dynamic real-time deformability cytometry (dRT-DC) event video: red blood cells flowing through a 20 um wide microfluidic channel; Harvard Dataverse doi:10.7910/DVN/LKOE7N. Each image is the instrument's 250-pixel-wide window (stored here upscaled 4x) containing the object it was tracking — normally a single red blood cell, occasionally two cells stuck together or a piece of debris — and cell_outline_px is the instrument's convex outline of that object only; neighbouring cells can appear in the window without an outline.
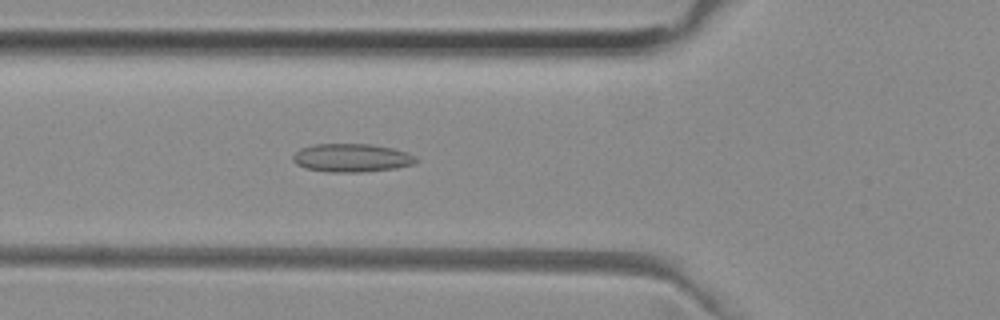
{"species": "common noctule bat (a hibernating species)", "species_latin": "Nyctalus noctula", "temperature_condition": "room temperature", "stored_images_in_passage": 35, "camera_frame_rate_fps": 3000, "um_per_image_px": 0.085, "animal": {"sex": "female", "body_mass_g": 29.2, "forearm_length_mm": 56.3}, "frame": {"image": 1, "passage_image": 7, "time_ms": 2.0, "image_size_px": [1000, 320], "cell_outline_px": [[420, 160], [416, 164], [396, 168], [360, 172], [328, 172], [304, 168], [296, 164], [292, 160], [292, 156], [300, 148], [312, 144], [372, 144], [392, 148], [408, 152], [416, 156]], "centroid_in_image_um": [29.91, 13.42], "position_along_channel_um": 95.9, "area_um2": 20.63}}
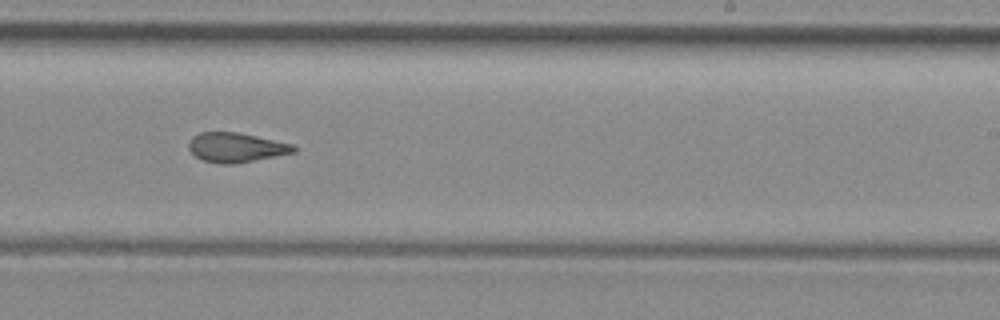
{"frame": {"image": 2, "passage_image": 20, "time_ms": 6.333, "image_size_px": [1000, 320], "cell_outline_px": [[296, 152], [232, 164], [224, 164], [204, 160], [196, 156], [188, 148], [188, 144], [192, 136], [200, 132], [236, 132], [256, 136], [292, 144], [296, 148]], "centroid_in_image_um": [20.04, 12.52], "position_along_channel_um": 269.0, "area_um2": 17.74}}
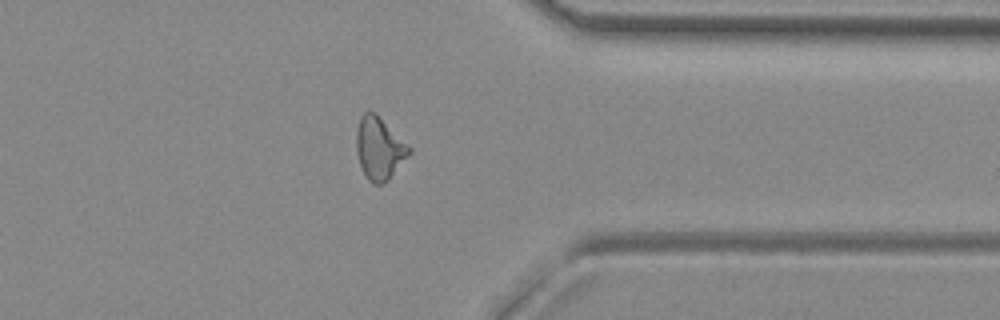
{"frame": {"image": 3, "passage_image": 29, "time_ms": 9.333, "image_size_px": [1000, 320], "cell_outline_px": [[412, 152], [388, 180], [380, 184], [372, 184], [368, 180], [360, 164], [356, 152], [356, 132], [360, 116], [364, 112], [376, 112], [412, 148]], "centroid_in_image_um": [32.25, 12.59], "position_along_channel_um": 379.2, "area_um2": 19.31}, "authors_computed_cell_mechanics": {"area_um2": 18.3226, "velocity_mm_per_s": 3.9953, "shape_relaxation_time_tau1_ms": null, "shape_relaxation_time_tau2_ms": 1.3198, "deformation_change_tau1": null, "deformation_change_tau2": 0.0828}}